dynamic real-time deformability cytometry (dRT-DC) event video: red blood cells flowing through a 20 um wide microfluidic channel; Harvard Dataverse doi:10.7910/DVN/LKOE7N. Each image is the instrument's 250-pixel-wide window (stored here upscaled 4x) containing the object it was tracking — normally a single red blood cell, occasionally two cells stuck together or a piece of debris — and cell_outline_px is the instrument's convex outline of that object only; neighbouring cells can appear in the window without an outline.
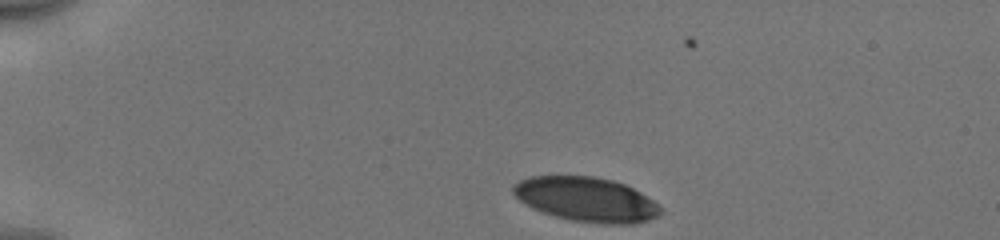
{"species": "human", "species_latin": "Homo sapiens", "temperature_condition": "cold", "stored_images_in_passage": 36, "camera_frame_rate_fps": 3000, "um_per_image_px": 0.085, "donor": {"sex": "male"}, "frame": {"image": 1, "passage_image": 1, "time_ms": 0.0, "image_size_px": [1000, 240], "cell_outline_px": [[664, 212], [648, 220], [632, 224], [600, 224], [572, 220], [556, 216], [532, 208], [524, 204], [512, 192], [512, 184], [520, 180], [532, 176], [592, 176], [612, 180], [624, 184], [640, 192], [652, 200]], "centroid_in_image_um": [49.82, 16.95], "position_along_channel_um": 35.2, "area_um2": 38.03}}
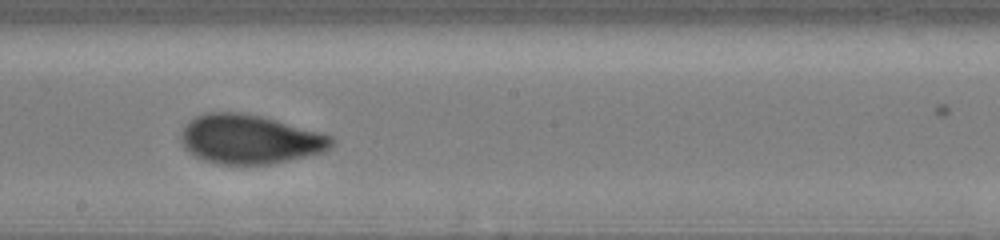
{"frame": {"image": 2, "passage_image": 21, "time_ms": 6.667, "image_size_px": [1000, 240], "cell_outline_px": [[336, 144], [332, 148], [324, 152], [308, 156], [272, 164], [216, 164], [204, 160], [188, 152], [184, 148], [180, 140], [180, 132], [184, 124], [188, 120], [196, 116], [208, 112], [244, 112], [324, 132], [332, 136], [336, 140]], "centroid_in_image_um": [21.26, 11.83], "position_along_channel_um": 226.9, "area_um2": 43.93}}
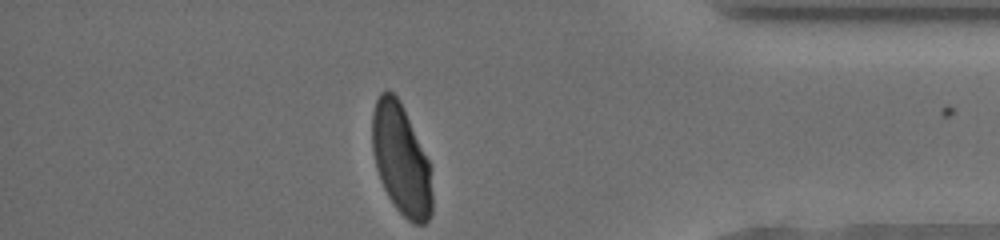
{"frame": {"image": 3, "passage_image": 36, "time_ms": 11.667, "image_size_px": [1000, 240], "cell_outline_px": [[432, 212], [428, 220], [424, 224], [412, 224], [396, 208], [388, 196], [380, 180], [376, 168], [372, 148], [372, 112], [376, 100], [380, 92], [388, 88], [400, 100], [428, 160], [432, 192]], "centroid_in_image_um": [34.07, 13.56], "position_along_channel_um": 401.1, "area_um2": 38.61}, "authors_computed_cell_mechanics": {"area_um2": 42.194, "velocity_mm_per_s": 3.9478, "shape_relaxation_time_tau1_ms": 3.681, "shape_relaxation_time_tau2_ms": 0.9231, "deformation_change_tau1": 0.1608, "deformation_change_tau2": 0.0444}}